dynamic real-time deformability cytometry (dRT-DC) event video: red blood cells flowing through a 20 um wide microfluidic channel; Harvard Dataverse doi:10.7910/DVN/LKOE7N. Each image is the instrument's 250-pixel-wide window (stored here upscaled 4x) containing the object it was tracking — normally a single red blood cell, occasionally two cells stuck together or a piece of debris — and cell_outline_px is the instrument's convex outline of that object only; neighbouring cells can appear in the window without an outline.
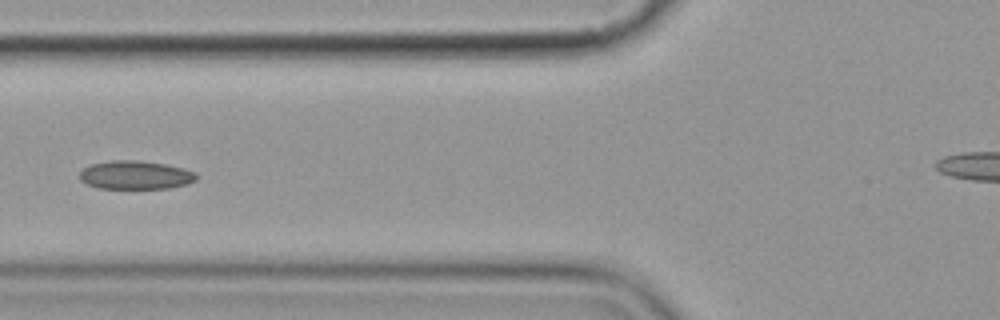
{"species": "common noctule bat (a hibernating species)", "species_latin": "Nyctalus noctula", "temperature_condition": "cold", "stored_images_in_passage": 6, "camera_frame_rate_fps": 3000, "um_per_image_px": 0.085, "animal": {"sex": "female", "body_mass_g": 19.9}, "frame": {"image": 1, "passage_image": 6, "time_ms": 5.667, "image_size_px": [1000, 320], "cell_outline_px": [[196, 180], [188, 184], [168, 188], [100, 188], [88, 184], [80, 180], [80, 172], [84, 168], [92, 164], [112, 160], [136, 160], [164, 164], [196, 172]], "centroid_in_image_um": [11.51, 14.88], "position_along_channel_um": 114.3, "area_um2": 19.13}}